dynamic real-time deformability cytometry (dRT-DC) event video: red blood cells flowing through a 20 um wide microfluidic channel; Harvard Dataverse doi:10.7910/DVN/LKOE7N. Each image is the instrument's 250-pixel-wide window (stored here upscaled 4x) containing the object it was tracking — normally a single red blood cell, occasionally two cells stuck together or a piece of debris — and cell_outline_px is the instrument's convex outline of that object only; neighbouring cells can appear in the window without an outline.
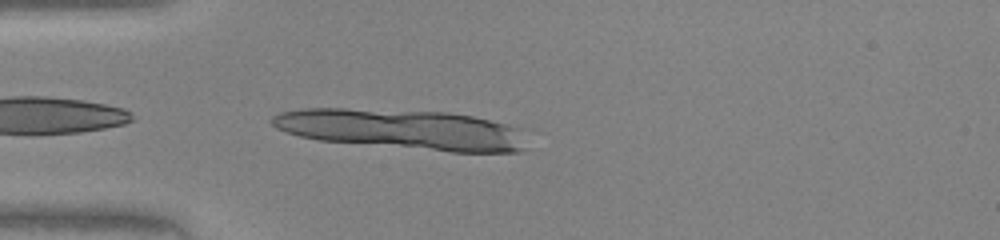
{"species": "human", "species_latin": "Homo sapiens", "temperature_condition": "warm", "stored_images_in_passage": 8, "camera_frame_rate_fps": 3000, "um_per_image_px": 0.085, "donor": {"sex": "female"}, "frame": {"image": 1, "passage_image": 1, "time_ms": 0.0, "image_size_px": [1000, 240], "cell_outline_px": [[524, 148], [520, 152], [452, 152], [320, 140], [300, 136], [276, 128], [268, 120], [272, 116], [280, 112], [304, 108], [344, 108], [448, 112], [472, 116], [504, 124], [516, 128]], "centroid_in_image_um": [34.09, 10.99], "position_along_channel_um": 50.9, "area_um2": 58.9}}